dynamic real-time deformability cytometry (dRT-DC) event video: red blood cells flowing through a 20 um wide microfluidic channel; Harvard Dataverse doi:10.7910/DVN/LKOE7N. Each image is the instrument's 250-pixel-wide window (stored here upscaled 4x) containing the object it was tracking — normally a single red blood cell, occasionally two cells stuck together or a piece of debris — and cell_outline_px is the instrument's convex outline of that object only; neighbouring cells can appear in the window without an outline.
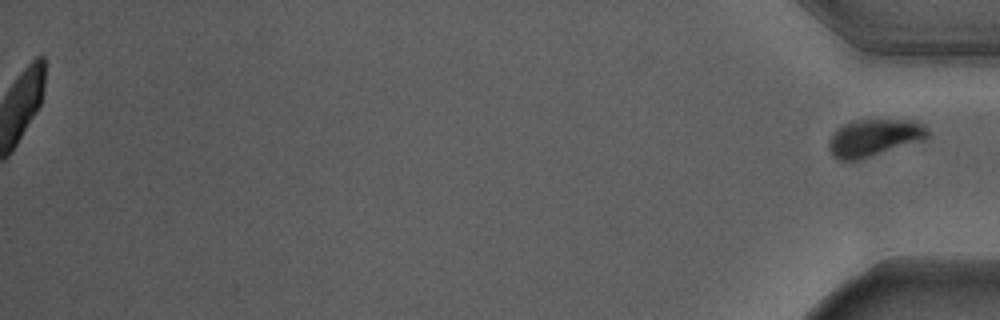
{"species": "Egyptian fruit bat (a non-hibernating species)", "species_latin": "Rousettus aegyptiacus", "temperature_condition": "warm", "stored_images_in_passage": 56, "segment_of_instrument_passage": [2, 2], "camera_frame_rate_fps": 3000, "um_per_image_px": 0.085, "animal": {"sex": "male"}, "frame": {"image": 1, "passage_image": 56, "time_ms": 18.333, "image_size_px": [1000, 320], "cell_outline_px": [[932, 132], [924, 140], [856, 160], [836, 160], [832, 156], [828, 148], [828, 140], [836, 128], [852, 120], [912, 120], [924, 124]], "centroid_in_image_um": [74.29, 11.69], "position_along_channel_um": 360.9, "area_um2": 21.56}}